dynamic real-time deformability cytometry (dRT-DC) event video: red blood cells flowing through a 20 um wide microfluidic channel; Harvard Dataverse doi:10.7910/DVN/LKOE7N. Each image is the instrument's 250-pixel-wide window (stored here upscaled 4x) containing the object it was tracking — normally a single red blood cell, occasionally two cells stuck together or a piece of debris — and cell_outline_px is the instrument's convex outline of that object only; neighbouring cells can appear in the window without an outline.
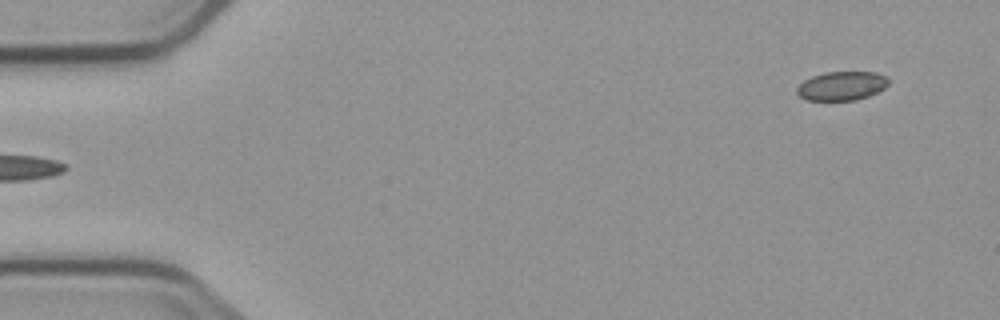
{"species": "common noctule bat (a hibernating species)", "species_latin": "Nyctalus noctula", "temperature_condition": "cold", "stored_images_in_passage": 5, "segment_of_instrument_passage": [2, 2], "camera_frame_rate_fps": 3000, "um_per_image_px": 0.085, "animal": {"sex": "male", "body_mass_g": 23.1, "forearm_length_mm": 52.7}, "frame": {"image": 1, "passage_image": 5, "time_ms": 5.333, "image_size_px": [1000, 320], "cell_outline_px": [[888, 84], [884, 88], [868, 96], [856, 100], [804, 100], [796, 92], [796, 88], [804, 80], [812, 76], [824, 72], [876, 72], [888, 76]], "centroid_in_image_um": [71.54, 7.29], "position_along_channel_um": 13.5, "area_um2": 15.49}}